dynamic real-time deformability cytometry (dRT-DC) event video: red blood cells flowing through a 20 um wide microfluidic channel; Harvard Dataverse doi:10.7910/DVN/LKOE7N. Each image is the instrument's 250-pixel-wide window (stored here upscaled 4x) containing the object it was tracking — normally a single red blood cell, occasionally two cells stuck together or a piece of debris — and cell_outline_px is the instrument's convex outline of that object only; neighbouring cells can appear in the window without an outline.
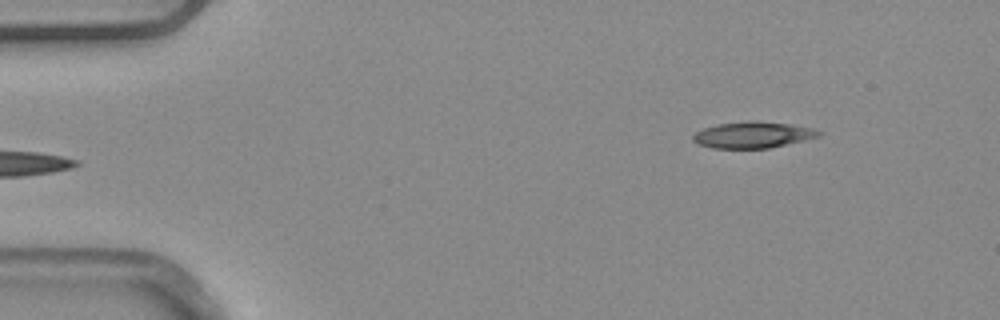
{"species": "common noctule bat (a hibernating species)", "species_latin": "Nyctalus noctula", "temperature_condition": "warm", "stored_images_in_passage": 3, "camera_frame_rate_fps": 3000, "um_per_image_px": 0.085, "animal": {"sex": "male", "body_mass_g": 20.4}, "frame": {"image": 1, "passage_image": 3, "time_ms": 0.667, "image_size_px": [1000, 320], "cell_outline_px": [[824, 132], [820, 136], [804, 140], [768, 148], [712, 148], [700, 144], [692, 140], [692, 136], [696, 132], [704, 128], [716, 124], [748, 120], [756, 120], [788, 124], [812, 128]], "centroid_in_image_um": [63.99, 11.45], "position_along_channel_um": 21.0, "area_um2": 19.25}}